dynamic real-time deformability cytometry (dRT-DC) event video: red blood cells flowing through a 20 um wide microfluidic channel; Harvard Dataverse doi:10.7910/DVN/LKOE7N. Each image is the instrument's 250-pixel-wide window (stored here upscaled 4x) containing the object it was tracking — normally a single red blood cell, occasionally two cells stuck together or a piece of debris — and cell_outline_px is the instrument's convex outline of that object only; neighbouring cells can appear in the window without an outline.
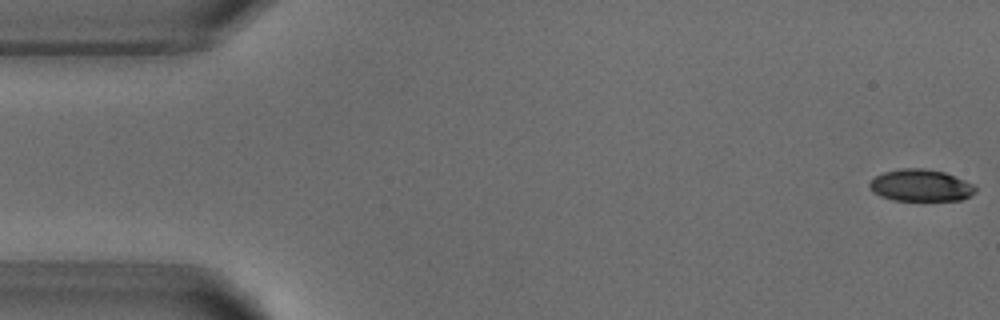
{"species": "common noctule bat (a hibernating species)", "species_latin": "Nyctalus noctula", "temperature_condition": "warm", "stored_images_in_passage": 6, "camera_frame_rate_fps": 3000, "um_per_image_px": 0.085, "animal": {"sex": "male", "body_mass_g": 18.8}, "frame": {"image": 1, "passage_image": 1, "time_ms": 0.0, "image_size_px": [1000, 320], "cell_outline_px": [[976, 192], [960, 200], [892, 200], [880, 196], [872, 192], [868, 184], [876, 176], [884, 172], [900, 168], [924, 168], [944, 172], [964, 180], [972, 184], [976, 188]], "centroid_in_image_um": [78.23, 15.76], "position_along_channel_um": 6.8, "area_um2": 19.59}}
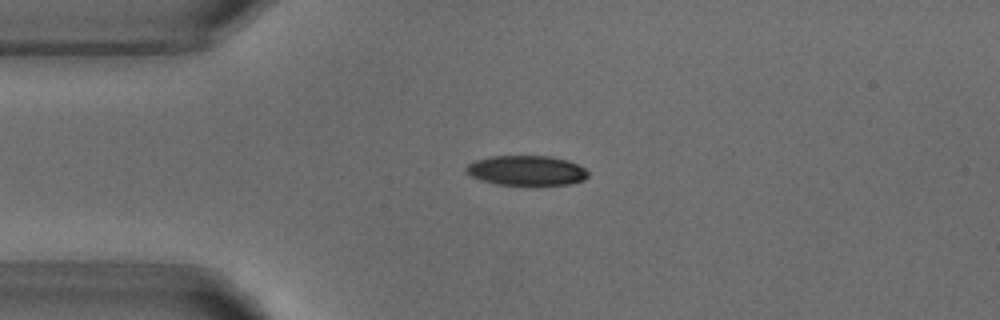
{"frame": {"image": 2, "passage_image": 4, "time_ms": 3.667, "image_size_px": [1000, 320], "cell_outline_px": [[588, 176], [584, 180], [572, 184], [496, 184], [480, 180], [468, 176], [464, 172], [464, 168], [468, 164], [476, 160], [488, 156], [548, 156], [568, 160], [584, 168], [588, 172]], "centroid_in_image_um": [44.7, 14.48], "position_along_channel_um": 40.3, "area_um2": 21.27}}
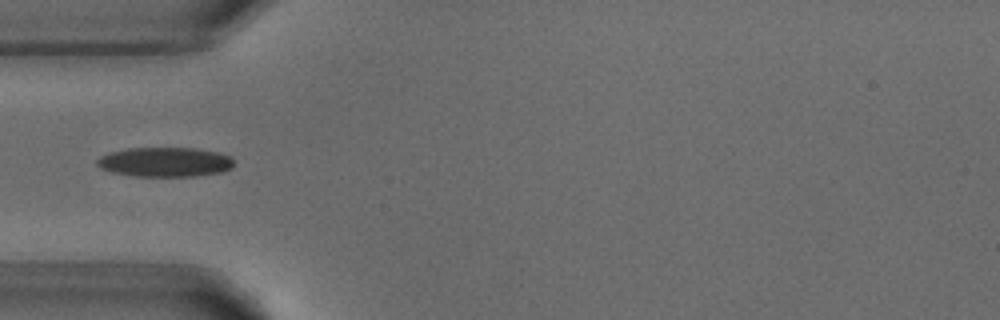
{"frame": {"image": 3, "passage_image": 5, "time_ms": 5.0, "image_size_px": [1000, 320], "cell_outline_px": [[232, 168], [220, 172], [196, 176], [132, 176], [112, 172], [100, 168], [96, 164], [96, 160], [100, 156], [108, 152], [128, 148], [196, 148], [216, 152], [232, 156]], "centroid_in_image_um": [13.98, 13.77], "position_along_channel_um": 71.0, "area_um2": 23.64}}